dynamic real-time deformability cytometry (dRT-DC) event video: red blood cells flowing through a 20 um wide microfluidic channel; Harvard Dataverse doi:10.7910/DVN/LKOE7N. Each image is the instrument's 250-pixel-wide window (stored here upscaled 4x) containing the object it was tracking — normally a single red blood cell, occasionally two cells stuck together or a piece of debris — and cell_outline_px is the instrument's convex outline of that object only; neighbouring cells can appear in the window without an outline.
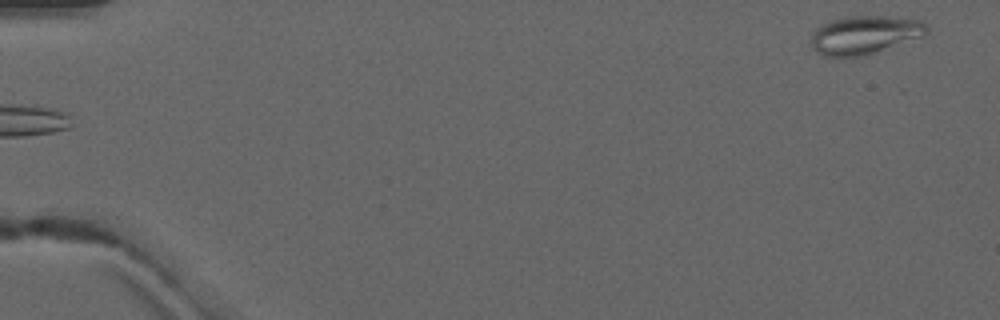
{"species": "common noctule bat (a hibernating species)", "species_latin": "Nyctalus noctula", "temperature_condition": "warm", "stored_images_in_passage": 5, "camera_frame_rate_fps": 3000, "um_per_image_px": 0.085, "animal": {"sex": "male", "forearm_length_mm": 52.5}, "frame": {"image": 1, "passage_image": 5, "time_ms": 6.0, "image_size_px": [1000, 320], "cell_outline_px": [[928, 36], [868, 56], [824, 56], [816, 52], [812, 48], [812, 32], [816, 28], [832, 20], [844, 16], [888, 16], [920, 20], [928, 28]], "centroid_in_image_um": [73.56, 2.98], "position_along_channel_um": 11.4, "area_um2": 26.47}}